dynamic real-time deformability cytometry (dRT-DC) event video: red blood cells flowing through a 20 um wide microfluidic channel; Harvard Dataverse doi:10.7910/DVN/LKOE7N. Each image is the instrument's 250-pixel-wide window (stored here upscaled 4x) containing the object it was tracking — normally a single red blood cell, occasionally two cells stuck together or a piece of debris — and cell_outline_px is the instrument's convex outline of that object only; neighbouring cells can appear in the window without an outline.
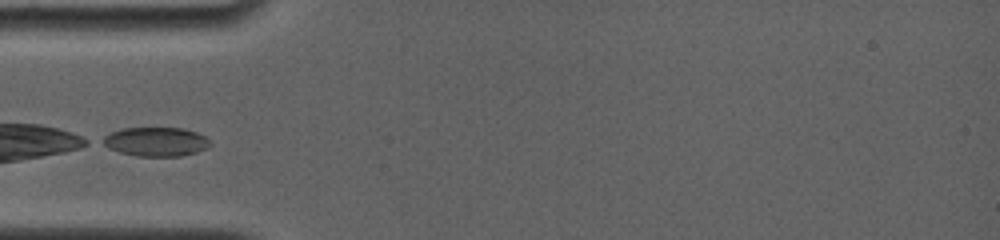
{"species": "common noctule bat (a hibernating species)", "species_latin": "Nyctalus noctula", "temperature_condition": "room temperature", "stored_images_in_passage": 16, "camera_frame_rate_fps": 4000, "um_per_image_px": 0.085, "animal": {"sex": "female", "body_mass_g": 19.0, "forearm_length_mm": 56.7}, "frame": {"image": 1, "passage_image": 1, "time_ms": 0.0, "image_size_px": [1000, 240], "cell_outline_px": [[212, 144], [208, 148], [196, 152], [180, 156], [136, 156], [120, 152], [108, 148], [100, 144], [96, 140], [108, 132], [120, 128], [184, 128], [196, 132], [204, 136]], "centroid_in_image_um": [13.15, 12.04], "position_along_channel_um": 71.9, "area_um2": 18.61}}